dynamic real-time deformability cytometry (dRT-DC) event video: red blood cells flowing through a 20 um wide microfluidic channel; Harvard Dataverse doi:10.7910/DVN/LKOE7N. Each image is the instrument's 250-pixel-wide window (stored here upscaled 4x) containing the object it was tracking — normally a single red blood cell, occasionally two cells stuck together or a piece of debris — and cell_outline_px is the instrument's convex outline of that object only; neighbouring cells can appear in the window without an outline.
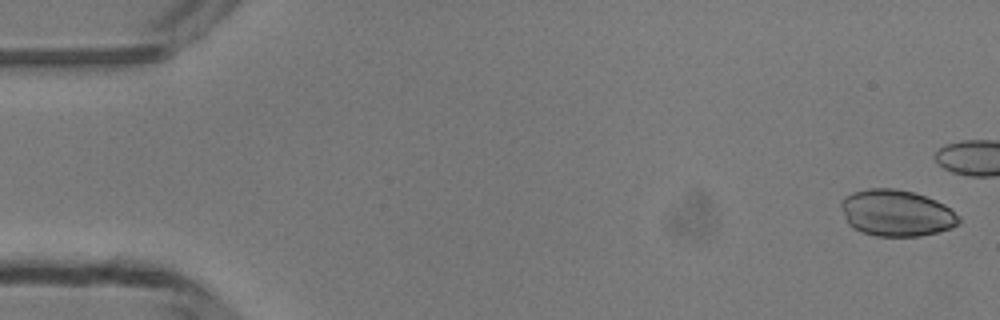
{"species": "common noctule bat (a hibernating species)", "species_latin": "Nyctalus noctula", "temperature_condition": "room temperature", "stored_images_in_passage": 8, "camera_frame_rate_fps": 3000, "um_per_image_px": 0.085, "animal": {"sex": "male", "body_mass_g": 13.3}, "frame": {"image": 1, "passage_image": 1, "time_ms": 0.0, "image_size_px": [1000, 320], "cell_outline_px": [[960, 220], [952, 228], [920, 236], [876, 236], [860, 232], [852, 228], [848, 224], [840, 208], [840, 200], [844, 196], [852, 192], [868, 188], [896, 188], [912, 192], [936, 200], [944, 204], [960, 216]], "centroid_in_image_um": [76.15, 18.1], "position_along_channel_um": 8.9, "area_um2": 32.14}}